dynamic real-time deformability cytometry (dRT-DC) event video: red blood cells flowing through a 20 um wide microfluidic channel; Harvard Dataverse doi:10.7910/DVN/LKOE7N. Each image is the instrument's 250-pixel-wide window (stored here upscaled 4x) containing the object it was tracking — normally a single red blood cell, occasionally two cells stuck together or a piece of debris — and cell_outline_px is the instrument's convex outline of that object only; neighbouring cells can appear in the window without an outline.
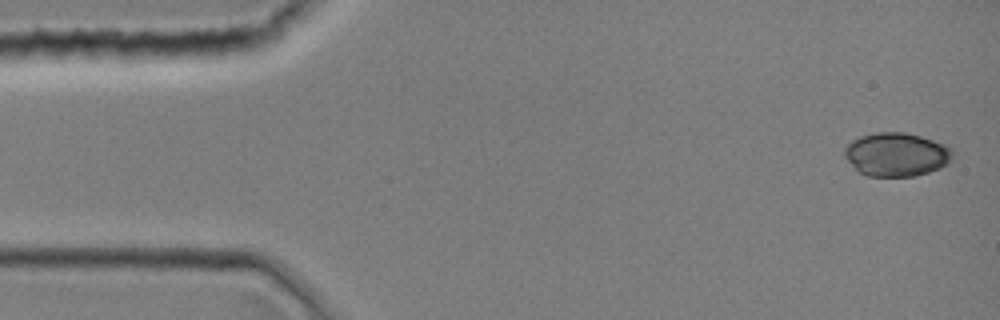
{"species": "common noctule bat (a hibernating species)", "species_latin": "Nyctalus noctula", "temperature_condition": "room temperature", "stored_images_in_passage": 39, "camera_frame_rate_fps": 3000, "um_per_image_px": 0.085, "animal": {"sex": "female", "body_mass_g": 19.0, "forearm_length_mm": 51.5}, "frame": {"image": 1, "passage_image": 1, "time_ms": 0.0, "image_size_px": [1000, 320], "cell_outline_px": [[952, 160], [948, 164], [940, 168], [916, 176], [868, 176], [860, 172], [844, 156], [844, 148], [852, 140], [860, 136], [876, 132], [904, 132], [920, 136], [944, 144], [952, 148]], "centroid_in_image_um": [76.21, 13.12], "position_along_channel_um": 8.8, "area_um2": 27.46}}
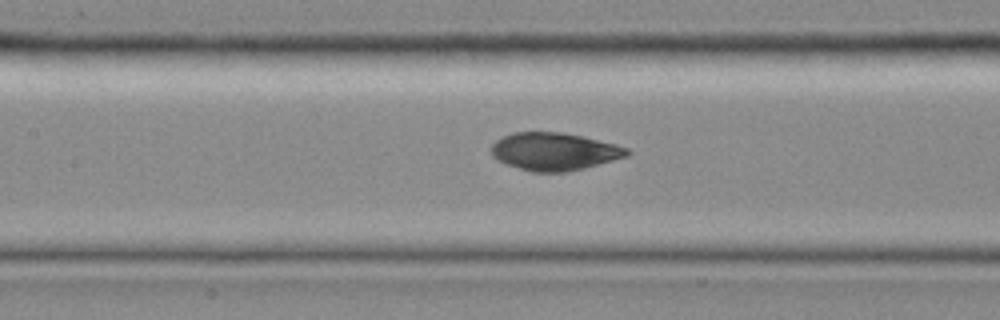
{"frame": {"image": 2, "passage_image": 17, "time_ms": 5.333, "image_size_px": [1000, 320], "cell_outline_px": [[632, 152], [628, 156], [584, 168], [568, 172], [532, 172], [496, 160], [492, 156], [492, 144], [496, 140], [512, 132], [564, 132], [616, 144], [628, 148]], "centroid_in_image_um": [47.13, 12.87], "position_along_channel_um": 160.3, "area_um2": 29.82}}
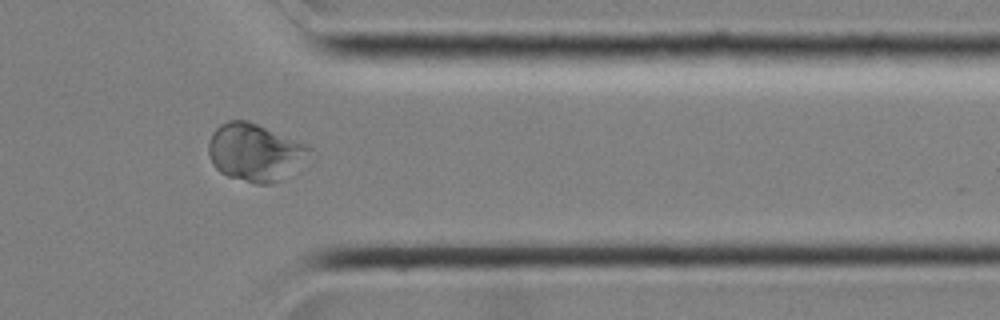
{"frame": {"image": 3, "passage_image": 31, "time_ms": 10.0, "image_size_px": [1000, 320], "cell_outline_px": [[312, 148], [272, 184], [256, 184], [228, 176], [220, 172], [212, 164], [208, 152], [208, 144], [212, 132], [220, 124], [228, 120], [248, 120], [308, 144]], "centroid_in_image_um": [21.54, 12.89], "position_along_channel_um": 389.9, "area_um2": 32.77}}